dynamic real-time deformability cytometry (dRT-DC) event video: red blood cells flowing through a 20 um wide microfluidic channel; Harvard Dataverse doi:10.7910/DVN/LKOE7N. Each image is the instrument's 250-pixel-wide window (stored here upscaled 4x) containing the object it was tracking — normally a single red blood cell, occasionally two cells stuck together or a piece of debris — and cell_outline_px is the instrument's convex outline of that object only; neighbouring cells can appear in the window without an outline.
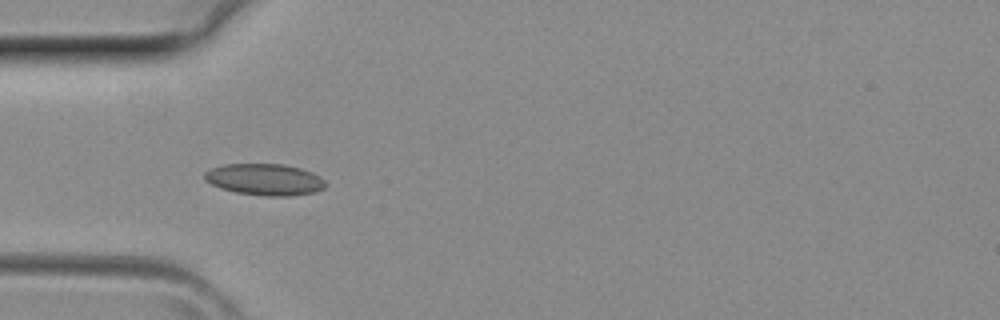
{"species": "common noctule bat (a hibernating species)", "species_latin": "Nyctalus noctula", "temperature_condition": "room temperature", "stored_images_in_passage": 4, "camera_frame_rate_fps": 3000, "um_per_image_px": 0.085, "animal": {"sex": "female", "body_mass_g": 29.2, "forearm_length_mm": 56.3}, "frame": {"image": 1, "passage_image": 3, "time_ms": 0.667, "image_size_px": [1000, 320], "cell_outline_px": [[328, 184], [324, 188], [312, 192], [288, 196], [268, 196], [236, 192], [220, 188], [204, 180], [204, 172], [208, 168], [224, 164], [284, 164], [300, 168], [312, 172], [324, 180]], "centroid_in_image_um": [22.47, 15.24], "position_along_channel_um": 62.5, "area_um2": 22.25}}
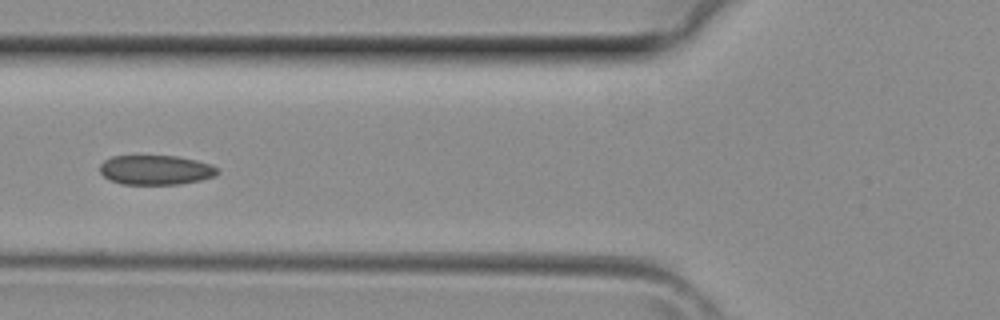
{"frame": {"image": 2, "passage_image": 4, "time_ms": 1.0, "image_size_px": [1000, 320], "cell_outline_px": [[220, 172], [216, 176], [200, 180], [180, 184], [120, 184], [108, 180], [100, 172], [100, 164], [104, 160], [112, 156], [176, 156], [196, 160], [212, 164]], "centroid_in_image_um": [13.23, 14.45], "position_along_channel_um": 112.6, "area_um2": 20.4}}